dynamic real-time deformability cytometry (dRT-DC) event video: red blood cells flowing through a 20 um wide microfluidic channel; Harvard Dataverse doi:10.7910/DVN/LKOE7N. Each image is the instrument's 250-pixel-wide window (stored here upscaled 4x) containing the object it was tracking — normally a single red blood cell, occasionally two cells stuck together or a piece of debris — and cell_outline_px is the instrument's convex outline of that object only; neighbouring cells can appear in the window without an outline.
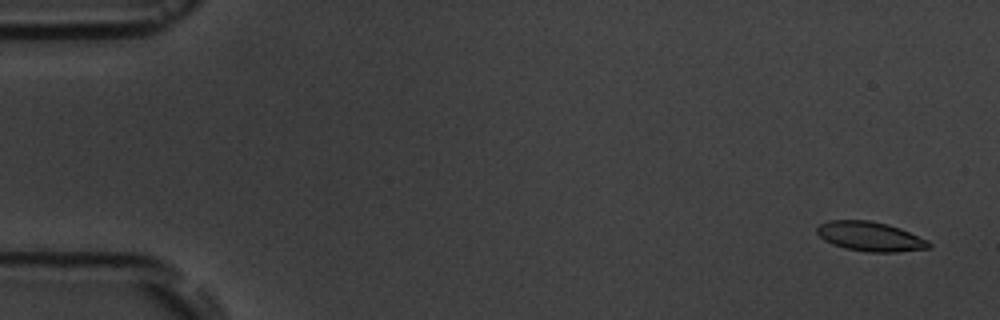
{"species": "common noctule bat (a hibernating species)", "species_latin": "Nyctalus noctula", "temperature_condition": "room temperature", "stored_images_in_passage": 5, "camera_frame_rate_fps": 3000, "um_per_image_px": 0.085, "animal": {"sex": "male", "body_mass_g": 19.5, "forearm_length_mm": 54.6}, "frame": {"image": 1, "passage_image": 1, "time_ms": 0.0, "image_size_px": [1000, 320], "cell_outline_px": [[932, 244], [928, 248], [896, 252], [868, 252], [844, 248], [832, 244], [824, 240], [816, 232], [816, 228], [820, 224], [828, 220], [868, 220], [888, 224], [900, 228], [928, 240]], "centroid_in_image_um": [73.95, 20.1], "position_along_channel_um": 11.1, "area_um2": 19.25}}
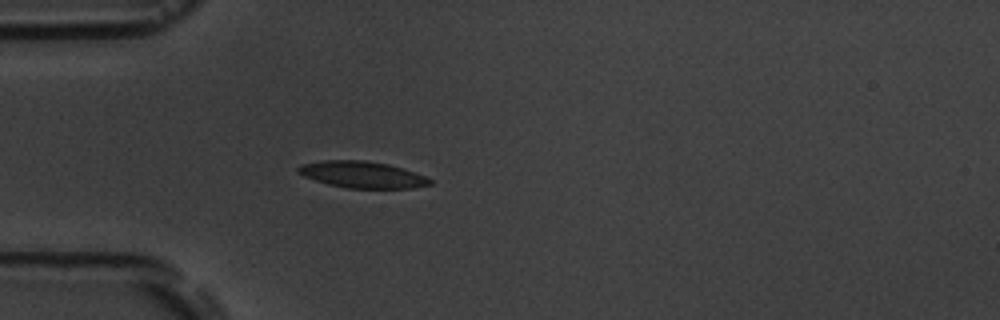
{"frame": {"image": 2, "passage_image": 5, "time_ms": 4.667, "image_size_px": [1000, 320], "cell_outline_px": [[432, 184], [412, 188], [348, 188], [328, 184], [304, 176], [296, 172], [296, 168], [300, 164], [324, 160], [364, 160], [388, 164], [424, 176], [432, 180]], "centroid_in_image_um": [30.74, 14.84], "position_along_channel_um": 54.3, "area_um2": 20.23}}